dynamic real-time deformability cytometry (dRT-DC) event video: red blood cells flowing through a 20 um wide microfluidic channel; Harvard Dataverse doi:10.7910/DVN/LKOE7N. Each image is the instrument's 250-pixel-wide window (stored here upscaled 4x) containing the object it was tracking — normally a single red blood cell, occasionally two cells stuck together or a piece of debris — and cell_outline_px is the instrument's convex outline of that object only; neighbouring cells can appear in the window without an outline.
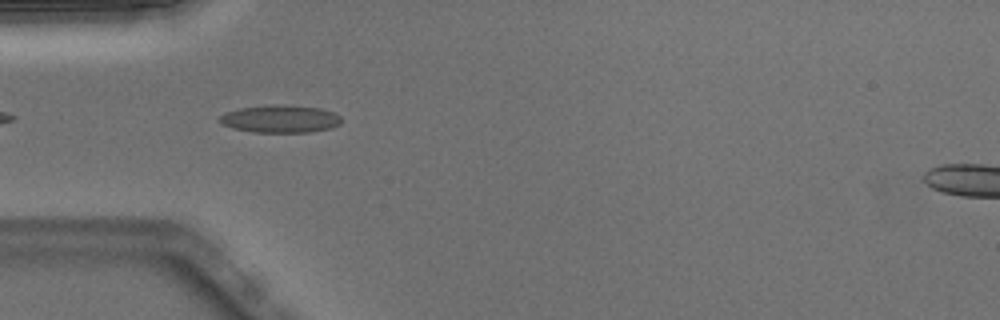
{"species": "Egyptian fruit bat (a non-hibernating species)", "species_latin": "Rousettus aegyptiacus", "temperature_condition": "warm", "stored_images_in_passage": 38, "camera_frame_rate_fps": 3000, "um_per_image_px": 0.085, "animal": {"sex": "male"}, "frame": {"image": 1, "passage_image": 3, "time_ms": 0.667, "image_size_px": [1000, 320], "cell_outline_px": [[340, 124], [332, 128], [308, 132], [252, 132], [232, 128], [220, 124], [216, 120], [224, 112], [240, 108], [276, 104], [284, 104], [320, 108], [332, 112], [340, 116]], "centroid_in_image_um": [23.77, 10.1], "position_along_channel_um": 61.2, "area_um2": 19.77}}
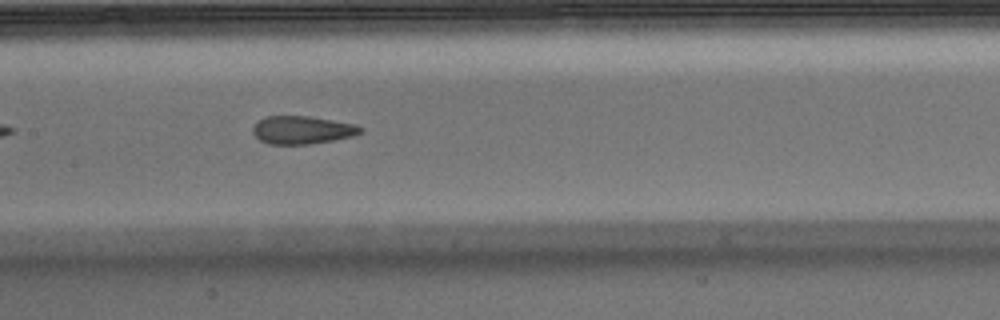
{"frame": {"image": 2, "passage_image": 12, "time_ms": 3.667, "image_size_px": [1000, 320], "cell_outline_px": [[364, 128], [360, 132], [352, 136], [332, 140], [308, 144], [268, 144], [260, 140], [252, 132], [252, 128], [260, 120], [268, 116], [308, 116], [356, 124]], "centroid_in_image_um": [25.68, 11.05], "position_along_channel_um": 181.7, "area_um2": 17.34}}
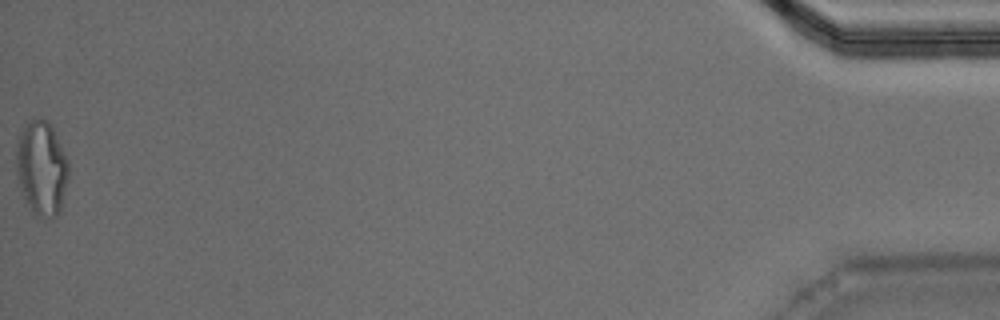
{"frame": {"image": 3, "passage_image": 38, "time_ms": 12.333, "image_size_px": [1000, 320], "cell_outline_px": [[68, 180], [60, 212], [56, 216], [48, 216], [32, 212], [24, 200], [16, 172], [16, 140], [20, 132], [32, 116], [40, 116], [48, 120], [52, 124], [68, 160]], "centroid_in_image_um": [3.53, 14.2], "position_along_channel_um": 431.7, "area_um2": 29.25}, "authors_computed_cell_mechanics": {"area_um2": 18.4093, "velocity_mm_per_s": 4.03, "shape_relaxation_time_tau1_ms": 6.4389, "shape_relaxation_time_tau2_ms": 1.4879, "deformation_change_tau1": 0.1971, "deformation_change_tau2": 0.0949}}